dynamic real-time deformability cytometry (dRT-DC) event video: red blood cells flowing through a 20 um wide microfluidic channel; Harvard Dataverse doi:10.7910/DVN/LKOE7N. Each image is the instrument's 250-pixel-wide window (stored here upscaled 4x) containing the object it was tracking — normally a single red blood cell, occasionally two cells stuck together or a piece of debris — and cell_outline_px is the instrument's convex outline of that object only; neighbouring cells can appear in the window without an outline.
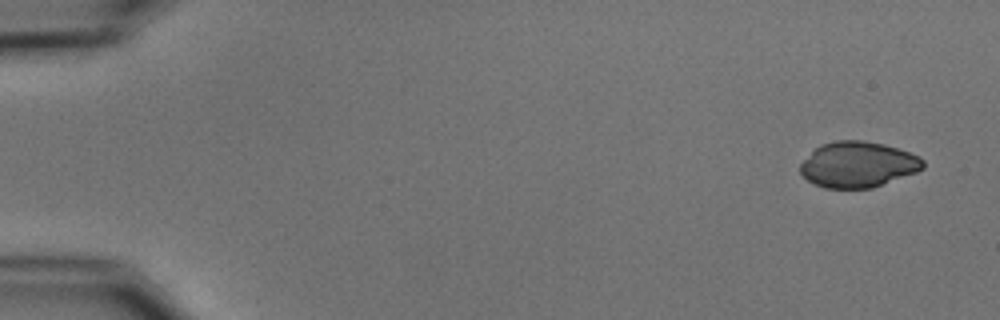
{"species": "common noctule bat (a hibernating species)", "species_latin": "Nyctalus noctula", "temperature_condition": "cold", "stored_images_in_passage": 5, "camera_frame_rate_fps": 3000, "um_per_image_px": 0.085, "animal": {"sex": "male", "body_mass_g": 15.6}, "frame": {"image": 1, "passage_image": 1, "time_ms": 0.0, "image_size_px": [1000, 320], "cell_outline_px": [[924, 168], [916, 172], [872, 188], [824, 188], [808, 180], [800, 172], [800, 164], [820, 144], [836, 140], [860, 140], [884, 144], [920, 156], [924, 160]], "centroid_in_image_um": [72.93, 13.98], "position_along_channel_um": 12.1, "area_um2": 32.54}}